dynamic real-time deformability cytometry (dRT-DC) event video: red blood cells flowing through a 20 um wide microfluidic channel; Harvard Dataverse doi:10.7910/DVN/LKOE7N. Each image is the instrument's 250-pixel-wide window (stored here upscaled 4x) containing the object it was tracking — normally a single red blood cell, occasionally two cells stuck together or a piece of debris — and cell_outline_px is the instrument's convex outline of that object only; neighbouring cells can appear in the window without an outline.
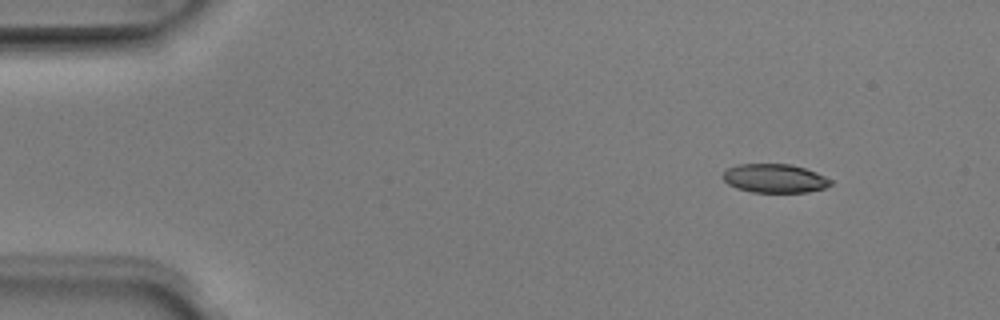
{"species": "Egyptian fruit bat (a non-hibernating species)", "species_latin": "Rousettus aegyptiacus", "temperature_condition": "room temperature", "stored_images_in_passage": 5, "camera_frame_rate_fps": 3000, "um_per_image_px": 0.085, "animal": {"sex": "male"}, "frame": {"image": 1, "passage_image": 1, "time_ms": 0.0, "image_size_px": [1000, 320], "cell_outline_px": [[832, 184], [824, 188], [808, 192], [752, 192], [736, 188], [728, 184], [720, 176], [728, 168], [736, 164], [792, 164], [816, 172], [832, 180]], "centroid_in_image_um": [65.83, 15.16], "position_along_channel_um": 19.2, "area_um2": 18.15}}
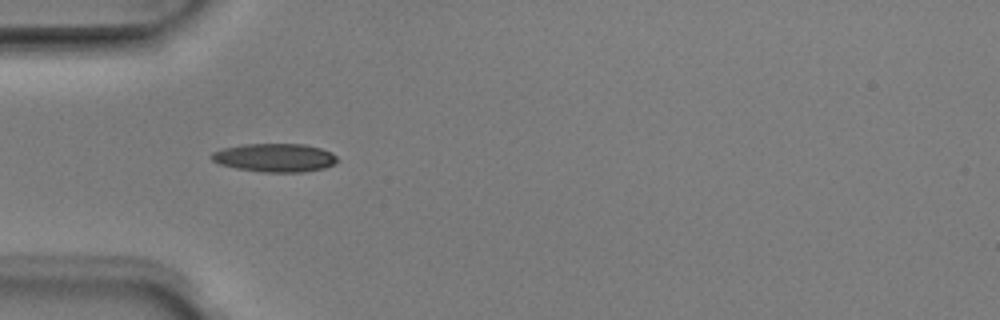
{"frame": {"image": 2, "passage_image": 4, "time_ms": 1.0, "image_size_px": [1000, 320], "cell_outline_px": [[336, 160], [332, 164], [324, 168], [304, 172], [264, 172], [236, 168], [220, 164], [212, 160], [208, 156], [212, 152], [224, 148], [244, 144], [304, 144], [320, 148], [332, 152], [336, 156]], "centroid_in_image_um": [23.33, 13.4], "position_along_channel_um": 61.7, "area_um2": 20.75}}
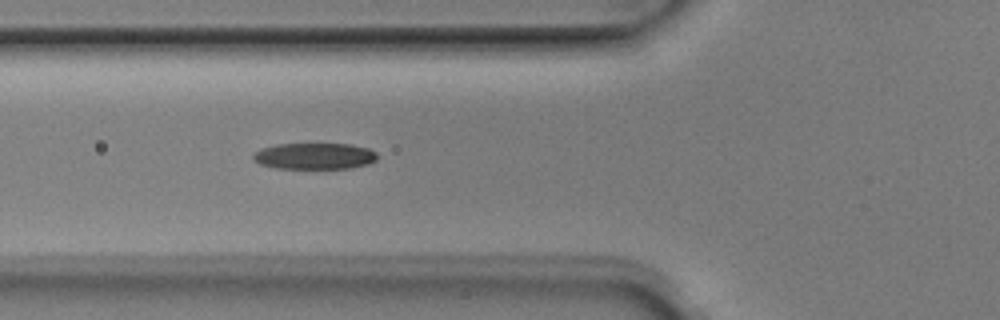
{"frame": {"image": 3, "passage_image": 5, "time_ms": 1.333, "image_size_px": [1000, 320], "cell_outline_px": [[376, 160], [368, 164], [352, 168], [276, 168], [260, 164], [252, 160], [252, 156], [260, 148], [276, 144], [352, 144], [368, 148], [376, 152]], "centroid_in_image_um": [26.72, 13.26], "position_along_channel_um": 99.1, "area_um2": 19.07}}